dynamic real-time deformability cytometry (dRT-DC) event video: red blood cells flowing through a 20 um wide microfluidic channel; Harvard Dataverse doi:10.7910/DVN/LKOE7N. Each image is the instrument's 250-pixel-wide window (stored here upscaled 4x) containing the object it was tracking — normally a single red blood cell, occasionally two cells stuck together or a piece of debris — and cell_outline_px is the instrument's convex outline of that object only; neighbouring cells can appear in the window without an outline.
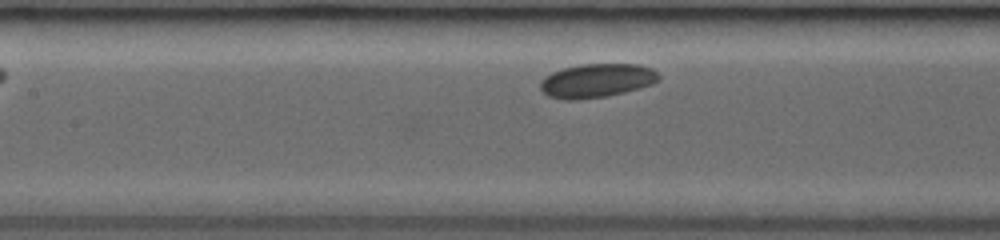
{"species": "common noctule bat (a hibernating species)", "species_latin": "Nyctalus noctula", "temperature_condition": "room temperature", "stored_images_in_passage": 12, "camera_frame_rate_fps": 3000, "um_per_image_px": 0.085, "animal": {"sex": "female", "body_mass_g": 19.0, "forearm_length_mm": 53.3}, "frame": {"image": 1, "passage_image": 12, "time_ms": 4.667, "image_size_px": [1000, 240], "cell_outline_px": [[660, 80], [652, 84], [640, 88], [608, 96], [576, 100], [564, 100], [548, 96], [540, 88], [540, 80], [544, 76], [552, 72], [564, 68], [580, 64], [640, 64], [652, 68], [660, 76]], "centroid_in_image_um": [50.72, 6.85], "position_along_channel_um": 156.7, "area_um2": 23.58}}